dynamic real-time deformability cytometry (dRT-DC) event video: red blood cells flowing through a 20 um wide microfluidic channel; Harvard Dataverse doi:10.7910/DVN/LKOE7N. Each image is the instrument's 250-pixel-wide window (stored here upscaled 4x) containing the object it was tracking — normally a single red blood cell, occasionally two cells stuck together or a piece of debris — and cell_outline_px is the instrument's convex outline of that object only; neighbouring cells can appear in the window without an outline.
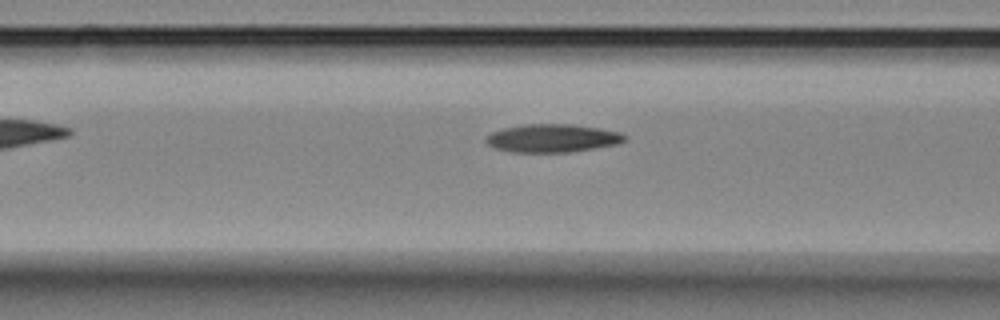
{"species": "Egyptian fruit bat (a non-hibernating species)", "species_latin": "Rousettus aegyptiacus", "temperature_condition": "room temperature", "stored_images_in_passage": 7, "camera_frame_rate_fps": 3000, "um_per_image_px": 0.085, "animal": {"sex": "female"}, "frame": {"image": 1, "passage_image": 7, "time_ms": 6.667, "image_size_px": [1000, 320], "cell_outline_px": [[628, 136], [624, 140], [616, 144], [568, 152], [512, 152], [496, 148], [488, 144], [484, 140], [492, 132], [504, 128], [524, 124], [572, 124], [600, 128], [620, 132]], "centroid_in_image_um": [46.95, 11.74], "position_along_channel_um": 119.6, "area_um2": 22.54}}